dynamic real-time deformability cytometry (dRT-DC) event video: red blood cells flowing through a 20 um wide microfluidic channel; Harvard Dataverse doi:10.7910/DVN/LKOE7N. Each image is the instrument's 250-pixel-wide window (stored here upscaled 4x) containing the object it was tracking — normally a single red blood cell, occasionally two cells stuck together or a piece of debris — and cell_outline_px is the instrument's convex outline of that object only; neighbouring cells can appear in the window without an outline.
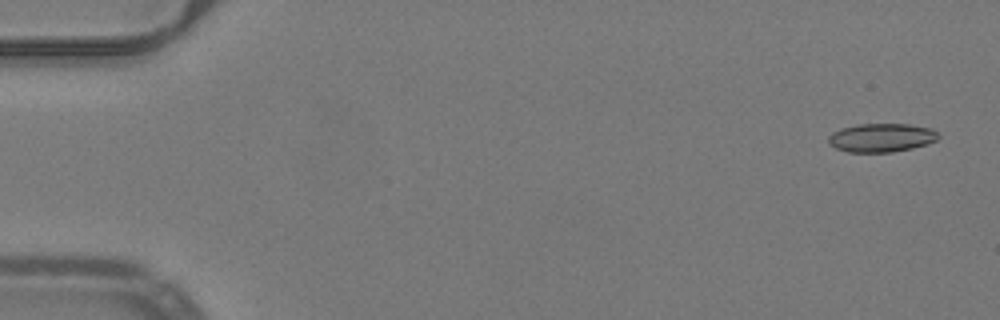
{"species": "common noctule bat (a hibernating species)", "species_latin": "Nyctalus noctula", "temperature_condition": "warm", "stored_images_in_passage": 10, "camera_frame_rate_fps": 3000, "um_per_image_px": 0.085, "animal": {"sex": "male", "body_mass_g": 19.2, "forearm_length_mm": 51.8}, "frame": {"image": 1, "passage_image": 3, "time_ms": 0.667, "image_size_px": [1000, 320], "cell_outline_px": [[940, 136], [936, 140], [928, 144], [912, 148], [892, 152], [848, 152], [836, 148], [828, 144], [828, 136], [832, 132], [840, 128], [856, 124], [908, 124], [932, 128]], "centroid_in_image_um": [74.9, 11.7], "position_along_channel_um": 10.1, "area_um2": 18.5}}